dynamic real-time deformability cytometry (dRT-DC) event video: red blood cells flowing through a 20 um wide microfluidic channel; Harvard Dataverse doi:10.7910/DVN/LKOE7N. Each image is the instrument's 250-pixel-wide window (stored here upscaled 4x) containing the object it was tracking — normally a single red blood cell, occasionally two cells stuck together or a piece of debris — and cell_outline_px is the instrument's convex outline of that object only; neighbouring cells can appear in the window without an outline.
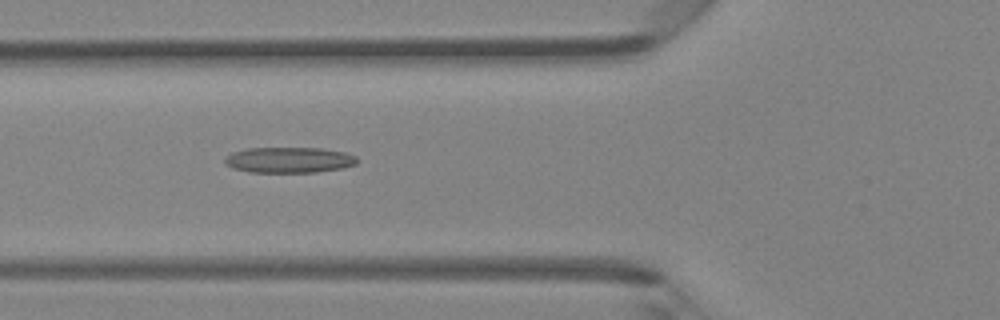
{"species": "Egyptian fruit bat (a non-hibernating species)", "species_latin": "Rousettus aegyptiacus", "temperature_condition": "room temperature", "stored_images_in_passage": 48, "camera_frame_rate_fps": 3000, "um_per_image_px": 0.085, "animal": {"sex": "female"}, "frame": {"image": 1, "passage_image": 18, "time_ms": 5.667, "image_size_px": [1000, 320], "cell_outline_px": [[356, 164], [340, 168], [316, 172], [248, 172], [232, 168], [224, 164], [224, 156], [232, 152], [248, 148], [320, 148], [344, 152], [356, 156]], "centroid_in_image_um": [24.5, 13.59], "position_along_channel_um": 101.3, "area_um2": 19.83}}
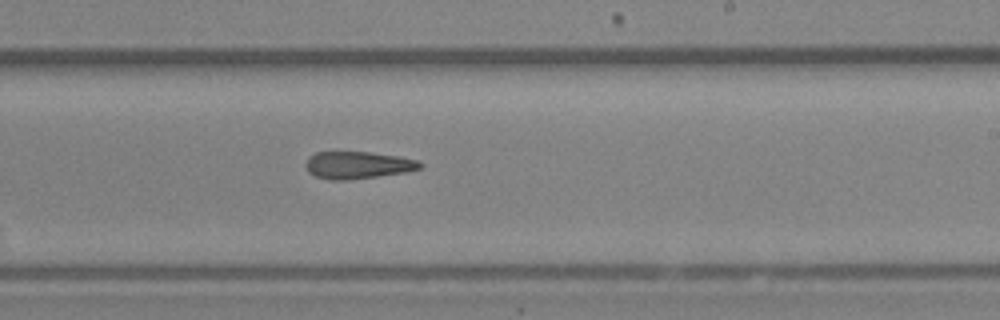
{"frame": {"image": 2, "passage_image": 29, "time_ms": 9.333, "image_size_px": [1000, 320], "cell_outline_px": [[424, 164], [420, 168], [404, 172], [348, 180], [332, 180], [316, 176], [308, 172], [304, 164], [308, 156], [316, 152], [368, 152], [400, 156], [420, 160]], "centroid_in_image_um": [30.4, 14.02], "position_along_channel_um": 258.6, "area_um2": 18.21}}
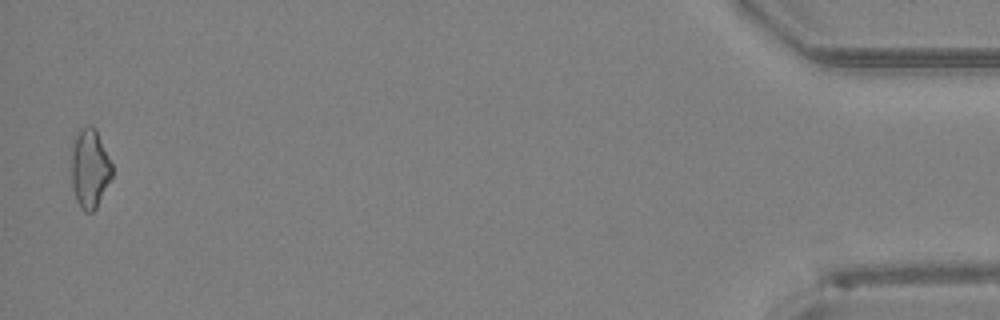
{"frame": {"image": 3, "passage_image": 47, "time_ms": 15.333, "image_size_px": [1000, 320], "cell_outline_px": [[112, 176], [96, 208], [92, 212], [84, 212], [80, 208], [76, 200], [72, 188], [72, 148], [76, 136], [80, 128], [84, 124], [92, 124], [96, 128], [112, 164]], "centroid_in_image_um": [7.63, 14.3], "position_along_channel_um": 427.6, "area_um2": 18.84}, "authors_computed_cell_mechanics": {"area_um2": 19.1318, "velocity_mm_per_s": 4.3033, "shape_relaxation_time_tau1_ms": null, "shape_relaxation_time_tau2_ms": 6.9346, "deformation_change_tau1": null, "deformation_change_tau2": 0.2221}}